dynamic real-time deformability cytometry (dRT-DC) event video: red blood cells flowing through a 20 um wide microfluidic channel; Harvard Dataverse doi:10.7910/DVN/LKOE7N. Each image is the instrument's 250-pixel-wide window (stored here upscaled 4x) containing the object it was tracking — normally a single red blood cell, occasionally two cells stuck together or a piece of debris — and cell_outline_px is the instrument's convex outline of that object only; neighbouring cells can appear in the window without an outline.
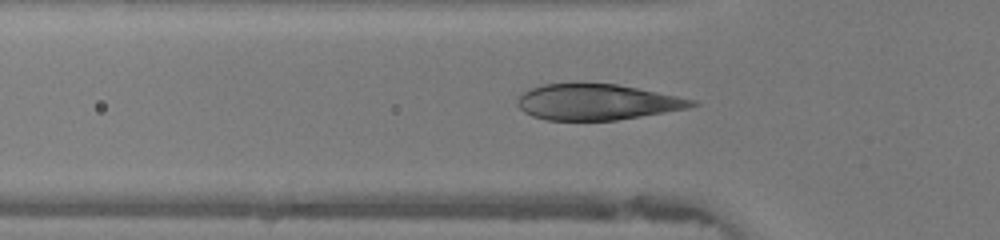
{"species": "human", "species_latin": "Homo sapiens", "temperature_condition": "warm", "stored_images_in_passage": 45, "camera_frame_rate_fps": 3000, "um_per_image_px": 0.085, "donor": {"sex": "female"}, "frame": {"image": 1, "passage_image": 15, "time_ms": 4.667, "image_size_px": [1000, 240], "cell_outline_px": [[700, 104], [688, 108], [616, 120], [548, 120], [532, 116], [524, 112], [516, 104], [516, 100], [528, 88], [544, 84], [616, 84], [696, 100]], "centroid_in_image_um": [50.71, 8.68], "position_along_channel_um": 75.1, "area_um2": 36.01}}
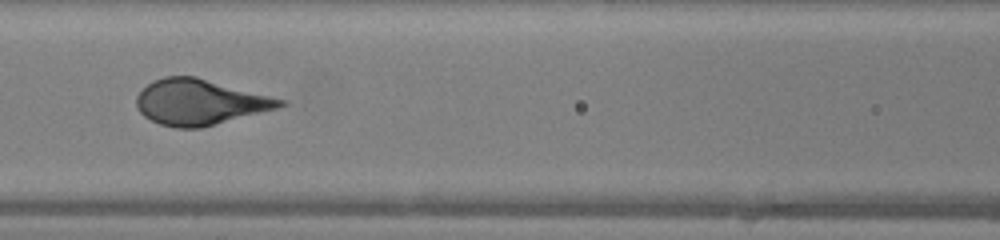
{"frame": {"image": 2, "passage_image": 20, "time_ms": 6.333, "image_size_px": [1000, 240], "cell_outline_px": [[288, 104], [280, 108], [200, 128], [176, 128], [160, 124], [144, 116], [140, 112], [136, 104], [136, 96], [148, 84], [164, 76], [196, 76], [288, 100]], "centroid_in_image_um": [17.04, 8.68], "position_along_channel_um": 149.6, "area_um2": 38.26}}
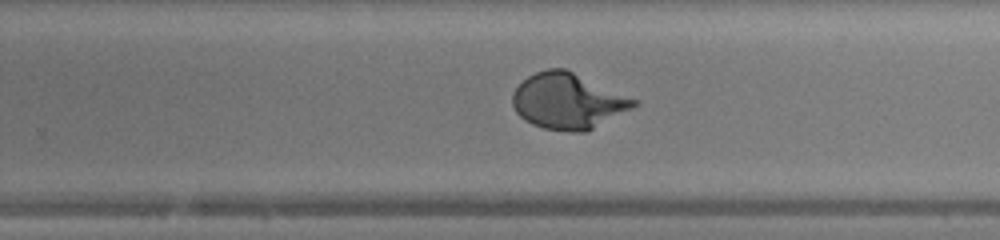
{"frame": {"image": 3, "passage_image": 29, "time_ms": 9.333, "image_size_px": [1000, 240], "cell_outline_px": [[640, 104], [584, 132], [572, 132], [544, 128], [532, 124], [524, 120], [516, 112], [512, 104], [512, 92], [528, 76], [536, 72], [548, 68], [564, 68], [640, 100]], "centroid_in_image_um": [48.27, 8.58], "position_along_channel_um": 281.5, "area_um2": 39.25}}